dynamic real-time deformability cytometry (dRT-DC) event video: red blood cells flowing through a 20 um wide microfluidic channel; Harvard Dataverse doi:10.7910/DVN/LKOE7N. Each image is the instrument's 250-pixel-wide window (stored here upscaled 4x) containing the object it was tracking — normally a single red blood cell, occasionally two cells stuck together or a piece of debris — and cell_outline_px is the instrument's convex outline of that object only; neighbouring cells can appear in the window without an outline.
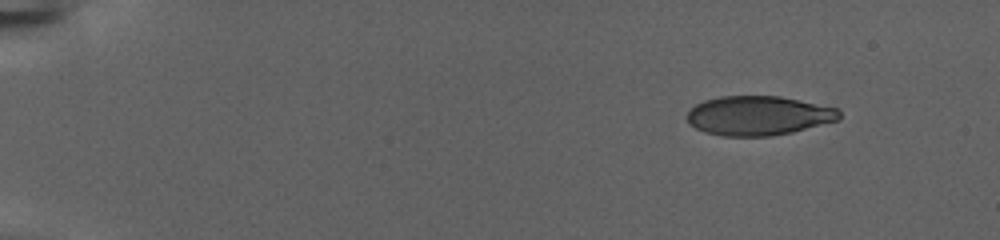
{"species": "human", "species_latin": "Homo sapiens", "temperature_condition": "warm", "stored_images_in_passage": 134, "camera_frame_rate_fps": 3000, "um_per_image_px": 0.085, "donor": {"sex": "female"}, "frame": {"image": 1, "passage_image": 1, "time_ms": 0.0, "image_size_px": [1000, 240], "cell_outline_px": [[840, 116], [836, 120], [792, 132], [772, 136], [724, 136], [704, 132], [696, 128], [688, 120], [688, 112], [696, 104], [704, 100], [720, 96], [780, 96], [840, 108]], "centroid_in_image_um": [64.47, 9.82], "position_along_channel_um": 20.5, "area_um2": 34.74}}
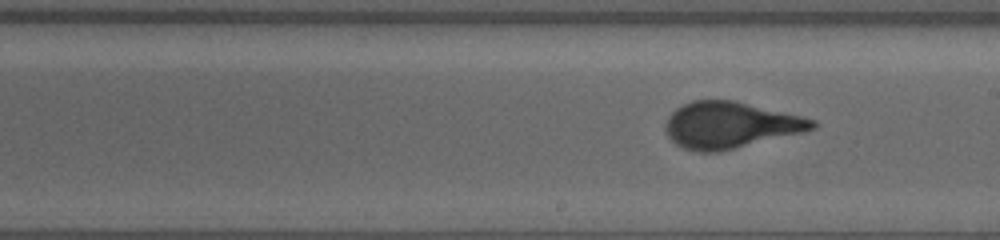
{"frame": {"image": 2, "passage_image": 73, "time_ms": 24.0, "image_size_px": [1000, 240], "cell_outline_px": [[820, 124], [816, 128], [804, 132], [720, 152], [700, 152], [684, 148], [676, 144], [668, 136], [664, 128], [664, 124], [668, 116], [676, 108], [692, 100], [736, 100], [816, 120]], "centroid_in_image_um": [62.07, 10.63], "position_along_channel_um": 226.9, "area_um2": 39.88}}
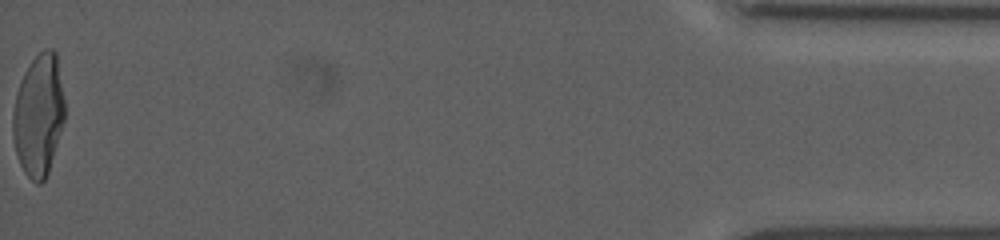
{"frame": {"image": 3, "passage_image": 134, "time_ms": 44.333, "image_size_px": [1000, 240], "cell_outline_px": [[64, 120], [48, 172], [44, 180], [40, 184], [36, 184], [24, 172], [20, 164], [16, 152], [12, 136], [12, 112], [20, 80], [24, 72], [32, 60], [44, 48], [52, 48], [56, 52], [64, 100]], "centroid_in_image_um": [3.27, 9.78], "position_along_channel_um": 431.9, "area_um2": 36.7}}